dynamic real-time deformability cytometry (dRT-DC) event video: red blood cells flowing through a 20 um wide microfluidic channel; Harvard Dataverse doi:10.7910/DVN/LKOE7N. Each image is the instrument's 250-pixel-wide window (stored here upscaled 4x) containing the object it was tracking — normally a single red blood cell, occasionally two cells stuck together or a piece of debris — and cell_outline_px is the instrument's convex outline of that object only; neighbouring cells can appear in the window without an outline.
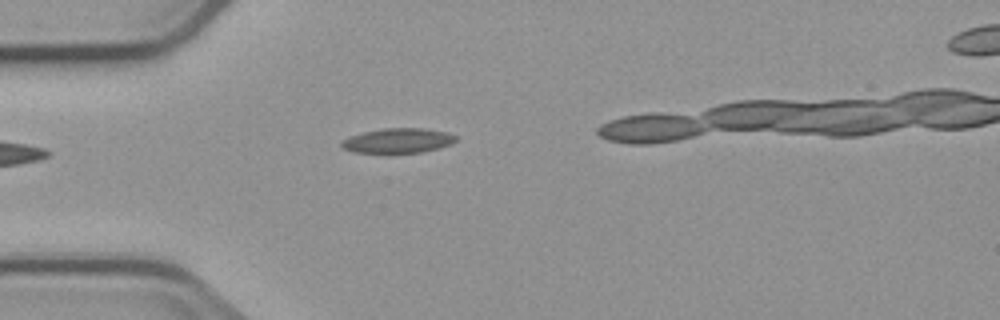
{"species": "common noctule bat (a hibernating species)", "species_latin": "Nyctalus noctula", "temperature_condition": "cold", "stored_images_in_passage": 5, "camera_frame_rate_fps": 3000, "um_per_image_px": 0.085, "animal": {"sex": "male", "body_mass_g": 23.1, "forearm_length_mm": 52.7}, "frame": {"image": 1, "passage_image": 3, "time_ms": 3.333, "image_size_px": [1000, 320], "cell_outline_px": [[456, 140], [452, 144], [440, 148], [420, 152], [352, 152], [344, 148], [340, 144], [340, 140], [348, 136], [364, 132], [384, 128], [424, 128], [448, 132], [456, 136]], "centroid_in_image_um": [33.83, 11.94], "position_along_channel_um": 51.2, "area_um2": 16.47}}